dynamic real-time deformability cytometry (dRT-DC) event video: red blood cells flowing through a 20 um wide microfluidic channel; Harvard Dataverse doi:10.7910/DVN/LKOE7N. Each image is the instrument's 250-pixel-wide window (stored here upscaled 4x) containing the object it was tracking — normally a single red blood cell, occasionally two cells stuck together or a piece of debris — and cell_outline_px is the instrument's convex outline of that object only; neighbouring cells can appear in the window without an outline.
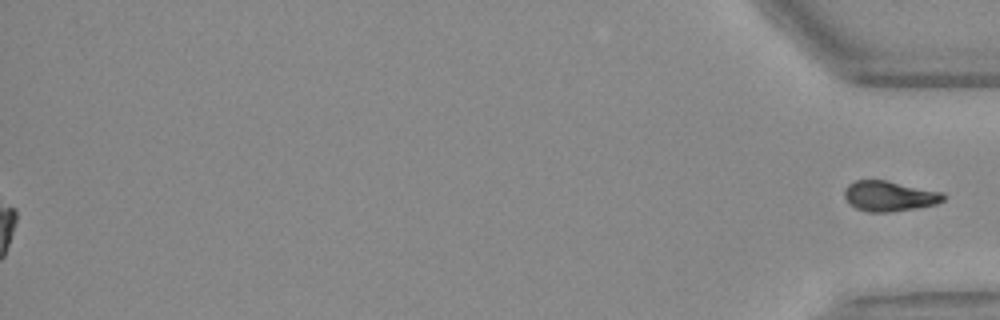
{"species": "Egyptian fruit bat (a non-hibernating species)", "species_latin": "Rousettus aegyptiacus", "temperature_condition": "warm", "stored_images_in_passage": 40, "segment_of_instrument_passage": [2, 2], "camera_frame_rate_fps": 3000, "um_per_image_px": 0.085, "animal": {"sex": "female"}, "frame": {"image": 1, "passage_image": 40, "time_ms": 13.0, "image_size_px": [1000, 320], "cell_outline_px": [[948, 196], [944, 200], [936, 204], [916, 208], [892, 212], [868, 212], [856, 208], [848, 204], [844, 196], [844, 188], [848, 184], [856, 180], [884, 180], [944, 192]], "centroid_in_image_um": [75.6, 16.67], "position_along_channel_um": 359.6, "area_um2": 17.69}}